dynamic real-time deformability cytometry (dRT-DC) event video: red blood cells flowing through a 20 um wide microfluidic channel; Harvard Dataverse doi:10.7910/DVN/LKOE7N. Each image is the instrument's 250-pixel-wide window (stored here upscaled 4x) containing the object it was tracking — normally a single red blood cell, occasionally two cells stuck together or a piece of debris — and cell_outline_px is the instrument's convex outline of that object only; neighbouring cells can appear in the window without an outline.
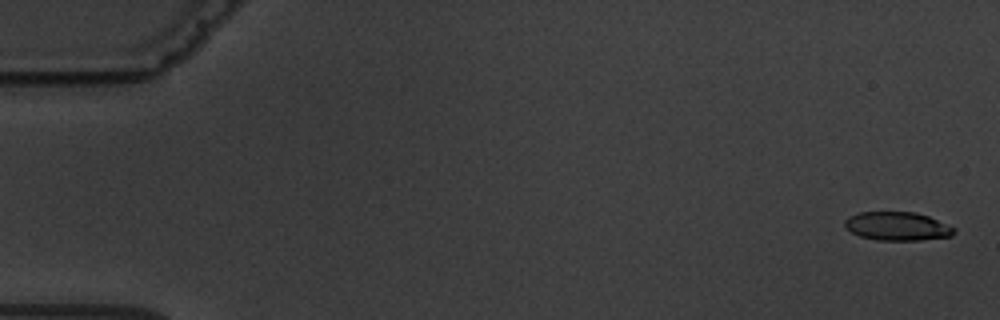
{"species": "common noctule bat (a hibernating species)", "species_latin": "Nyctalus noctula", "temperature_condition": "warm", "stored_images_in_passage": 5, "camera_frame_rate_fps": 3000, "um_per_image_px": 0.085, "animal": {"sex": "male", "body_mass_g": 19.5, "forearm_length_mm": 54.6}, "frame": {"image": 1, "passage_image": 1, "time_ms": 0.0, "image_size_px": [1000, 320], "cell_outline_px": [[956, 232], [952, 236], [920, 240], [876, 240], [860, 236], [852, 232], [844, 224], [844, 220], [848, 216], [860, 212], [916, 212], [928, 216], [956, 228]], "centroid_in_image_um": [76.29, 19.23], "position_along_channel_um": 8.7, "area_um2": 18.21}}